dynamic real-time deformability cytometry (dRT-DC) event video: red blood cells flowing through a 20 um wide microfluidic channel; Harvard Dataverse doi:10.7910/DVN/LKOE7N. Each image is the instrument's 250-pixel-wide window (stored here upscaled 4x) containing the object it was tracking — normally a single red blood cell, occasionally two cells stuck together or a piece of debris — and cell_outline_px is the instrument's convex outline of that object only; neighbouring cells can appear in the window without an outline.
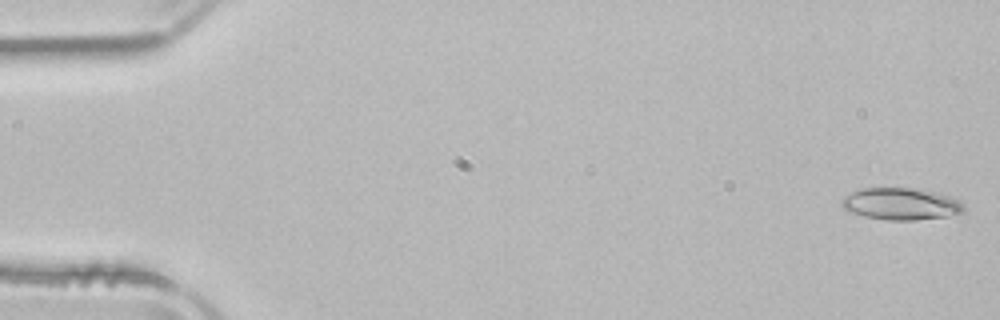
{"species": "common noctule bat (a hibernating species)", "species_latin": "Nyctalus noctula", "temperature_condition": "room temperature", "stored_images_in_passage": 48, "camera_frame_rate_fps": 3000, "um_per_image_px": 0.085, "animal": {"sex": "male", "body_mass_g": 21.5, "forearm_length_mm": 52.0}, "frame": {"image": 1, "passage_image": 1, "time_ms": 0.0, "image_size_px": [1000, 320], "cell_outline_px": [[964, 212], [948, 216], [916, 220], [888, 220], [864, 216], [848, 212], [840, 204], [840, 200], [844, 196], [860, 188], [912, 188], [952, 196], [960, 200], [964, 204]], "centroid_in_image_um": [76.57, 17.33], "position_along_channel_um": 8.4, "area_um2": 22.89}}
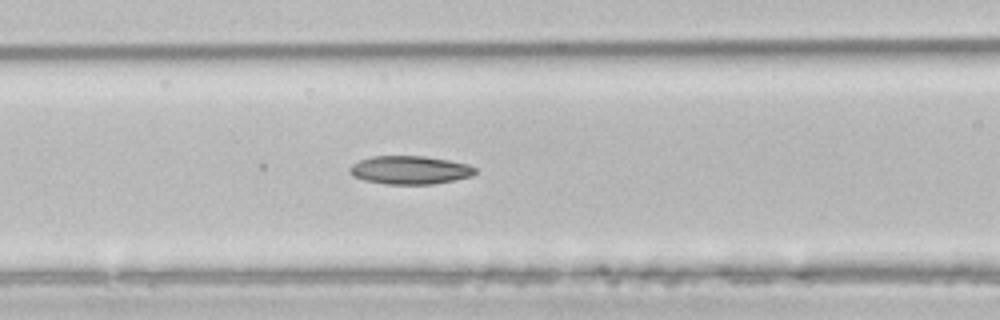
{"frame": {"image": 2, "passage_image": 21, "time_ms": 6.667, "image_size_px": [1000, 320], "cell_outline_px": [[476, 172], [472, 176], [456, 180], [432, 184], [384, 184], [364, 180], [352, 176], [348, 172], [348, 168], [352, 164], [360, 160], [372, 156], [424, 156], [448, 160], [468, 164], [476, 168]], "centroid_in_image_um": [34.82, 14.45], "position_along_channel_um": 131.8, "area_um2": 20.87}}
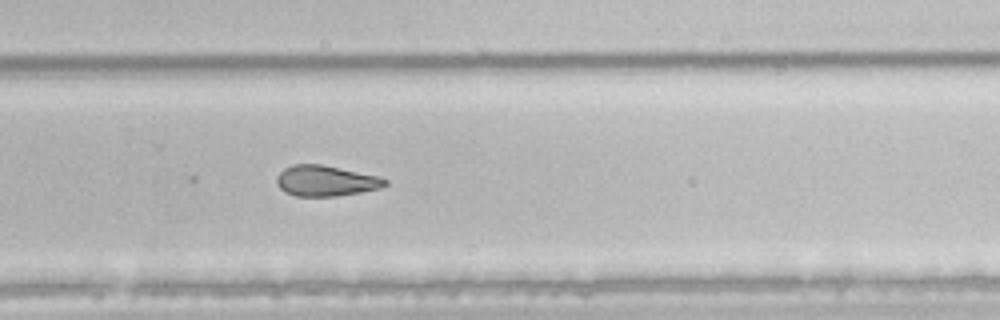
{"frame": {"image": 3, "passage_image": 34, "time_ms": 11.0, "image_size_px": [1000, 320], "cell_outline_px": [[388, 184], [380, 188], [360, 192], [336, 196], [296, 196], [284, 192], [276, 184], [276, 176], [284, 168], [292, 164], [320, 164], [380, 176], [388, 180]], "centroid_in_image_um": [27.68, 15.37], "position_along_channel_um": 302.1, "area_um2": 19.48}}